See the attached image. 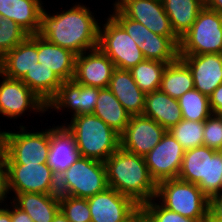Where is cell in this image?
Masks as SVG:
<instances>
[{
  "instance_id": "obj_1",
  "label": "cell",
  "mask_w": 222,
  "mask_h": 222,
  "mask_svg": "<svg viewBox=\"0 0 222 222\" xmlns=\"http://www.w3.org/2000/svg\"><path fill=\"white\" fill-rule=\"evenodd\" d=\"M90 8L79 2L68 10L49 14L41 13L38 35L62 48L80 55L98 47L100 23ZM97 20V21H96Z\"/></svg>"
},
{
  "instance_id": "obj_2",
  "label": "cell",
  "mask_w": 222,
  "mask_h": 222,
  "mask_svg": "<svg viewBox=\"0 0 222 222\" xmlns=\"http://www.w3.org/2000/svg\"><path fill=\"white\" fill-rule=\"evenodd\" d=\"M104 163L108 187L132 198L139 206L156 197L157 184L150 176L144 156L120 147Z\"/></svg>"
},
{
  "instance_id": "obj_3",
  "label": "cell",
  "mask_w": 222,
  "mask_h": 222,
  "mask_svg": "<svg viewBox=\"0 0 222 222\" xmlns=\"http://www.w3.org/2000/svg\"><path fill=\"white\" fill-rule=\"evenodd\" d=\"M62 124L73 135L81 157L105 162L120 148V134L94 114L71 117Z\"/></svg>"
},
{
  "instance_id": "obj_4",
  "label": "cell",
  "mask_w": 222,
  "mask_h": 222,
  "mask_svg": "<svg viewBox=\"0 0 222 222\" xmlns=\"http://www.w3.org/2000/svg\"><path fill=\"white\" fill-rule=\"evenodd\" d=\"M222 151L207 146L186 150L178 179L198 185L211 198L221 193Z\"/></svg>"
},
{
  "instance_id": "obj_5",
  "label": "cell",
  "mask_w": 222,
  "mask_h": 222,
  "mask_svg": "<svg viewBox=\"0 0 222 222\" xmlns=\"http://www.w3.org/2000/svg\"><path fill=\"white\" fill-rule=\"evenodd\" d=\"M155 198L165 208L184 217L197 222L208 219L209 198L196 184L178 178L161 181L157 184Z\"/></svg>"
},
{
  "instance_id": "obj_6",
  "label": "cell",
  "mask_w": 222,
  "mask_h": 222,
  "mask_svg": "<svg viewBox=\"0 0 222 222\" xmlns=\"http://www.w3.org/2000/svg\"><path fill=\"white\" fill-rule=\"evenodd\" d=\"M108 188L103 161L79 157L58 177V194L89 198Z\"/></svg>"
},
{
  "instance_id": "obj_7",
  "label": "cell",
  "mask_w": 222,
  "mask_h": 222,
  "mask_svg": "<svg viewBox=\"0 0 222 222\" xmlns=\"http://www.w3.org/2000/svg\"><path fill=\"white\" fill-rule=\"evenodd\" d=\"M222 53V14L204 6L180 38L179 55Z\"/></svg>"
},
{
  "instance_id": "obj_8",
  "label": "cell",
  "mask_w": 222,
  "mask_h": 222,
  "mask_svg": "<svg viewBox=\"0 0 222 222\" xmlns=\"http://www.w3.org/2000/svg\"><path fill=\"white\" fill-rule=\"evenodd\" d=\"M25 125L19 132L4 131L3 152L7 164L47 163L50 150V128L28 132Z\"/></svg>"
},
{
  "instance_id": "obj_9",
  "label": "cell",
  "mask_w": 222,
  "mask_h": 222,
  "mask_svg": "<svg viewBox=\"0 0 222 222\" xmlns=\"http://www.w3.org/2000/svg\"><path fill=\"white\" fill-rule=\"evenodd\" d=\"M105 20V24L100 23L98 48L113 61L117 69L130 70L145 59L143 53L110 14Z\"/></svg>"
},
{
  "instance_id": "obj_10",
  "label": "cell",
  "mask_w": 222,
  "mask_h": 222,
  "mask_svg": "<svg viewBox=\"0 0 222 222\" xmlns=\"http://www.w3.org/2000/svg\"><path fill=\"white\" fill-rule=\"evenodd\" d=\"M9 191L58 194V177L47 163L7 164Z\"/></svg>"
},
{
  "instance_id": "obj_11",
  "label": "cell",
  "mask_w": 222,
  "mask_h": 222,
  "mask_svg": "<svg viewBox=\"0 0 222 222\" xmlns=\"http://www.w3.org/2000/svg\"><path fill=\"white\" fill-rule=\"evenodd\" d=\"M0 114L8 119H16L28 112L46 113L47 104L40 99L25 83L0 73ZM26 111V112H25Z\"/></svg>"
},
{
  "instance_id": "obj_12",
  "label": "cell",
  "mask_w": 222,
  "mask_h": 222,
  "mask_svg": "<svg viewBox=\"0 0 222 222\" xmlns=\"http://www.w3.org/2000/svg\"><path fill=\"white\" fill-rule=\"evenodd\" d=\"M184 153L181 144L167 131L160 142L144 156L150 176L156 184L178 178Z\"/></svg>"
},
{
  "instance_id": "obj_13",
  "label": "cell",
  "mask_w": 222,
  "mask_h": 222,
  "mask_svg": "<svg viewBox=\"0 0 222 222\" xmlns=\"http://www.w3.org/2000/svg\"><path fill=\"white\" fill-rule=\"evenodd\" d=\"M167 130L144 115H132L120 134V147L130 153L145 156L162 139Z\"/></svg>"
},
{
  "instance_id": "obj_14",
  "label": "cell",
  "mask_w": 222,
  "mask_h": 222,
  "mask_svg": "<svg viewBox=\"0 0 222 222\" xmlns=\"http://www.w3.org/2000/svg\"><path fill=\"white\" fill-rule=\"evenodd\" d=\"M87 201L94 222H126L140 209L132 198L110 187Z\"/></svg>"
},
{
  "instance_id": "obj_15",
  "label": "cell",
  "mask_w": 222,
  "mask_h": 222,
  "mask_svg": "<svg viewBox=\"0 0 222 222\" xmlns=\"http://www.w3.org/2000/svg\"><path fill=\"white\" fill-rule=\"evenodd\" d=\"M115 6L126 17L140 22L153 33L178 37L172 29L162 0H119Z\"/></svg>"
},
{
  "instance_id": "obj_16",
  "label": "cell",
  "mask_w": 222,
  "mask_h": 222,
  "mask_svg": "<svg viewBox=\"0 0 222 222\" xmlns=\"http://www.w3.org/2000/svg\"><path fill=\"white\" fill-rule=\"evenodd\" d=\"M99 91L100 88L80 85L74 80L63 81L56 95L48 102L47 112L51 109L57 113L70 109L72 117L93 114Z\"/></svg>"
},
{
  "instance_id": "obj_17",
  "label": "cell",
  "mask_w": 222,
  "mask_h": 222,
  "mask_svg": "<svg viewBox=\"0 0 222 222\" xmlns=\"http://www.w3.org/2000/svg\"><path fill=\"white\" fill-rule=\"evenodd\" d=\"M115 69L113 61L97 47L76 56L73 80L80 85L107 88Z\"/></svg>"
},
{
  "instance_id": "obj_18",
  "label": "cell",
  "mask_w": 222,
  "mask_h": 222,
  "mask_svg": "<svg viewBox=\"0 0 222 222\" xmlns=\"http://www.w3.org/2000/svg\"><path fill=\"white\" fill-rule=\"evenodd\" d=\"M189 67L194 80V88L206 96L222 84V53L179 55Z\"/></svg>"
},
{
  "instance_id": "obj_19",
  "label": "cell",
  "mask_w": 222,
  "mask_h": 222,
  "mask_svg": "<svg viewBox=\"0 0 222 222\" xmlns=\"http://www.w3.org/2000/svg\"><path fill=\"white\" fill-rule=\"evenodd\" d=\"M36 63H38V34L29 35L0 58V73L20 80Z\"/></svg>"
},
{
  "instance_id": "obj_20",
  "label": "cell",
  "mask_w": 222,
  "mask_h": 222,
  "mask_svg": "<svg viewBox=\"0 0 222 222\" xmlns=\"http://www.w3.org/2000/svg\"><path fill=\"white\" fill-rule=\"evenodd\" d=\"M80 157L73 135L64 125L50 126V150L47 164L59 177Z\"/></svg>"
},
{
  "instance_id": "obj_21",
  "label": "cell",
  "mask_w": 222,
  "mask_h": 222,
  "mask_svg": "<svg viewBox=\"0 0 222 222\" xmlns=\"http://www.w3.org/2000/svg\"><path fill=\"white\" fill-rule=\"evenodd\" d=\"M108 88L131 116L142 115L146 94L138 87L129 70L116 68Z\"/></svg>"
},
{
  "instance_id": "obj_22",
  "label": "cell",
  "mask_w": 222,
  "mask_h": 222,
  "mask_svg": "<svg viewBox=\"0 0 222 222\" xmlns=\"http://www.w3.org/2000/svg\"><path fill=\"white\" fill-rule=\"evenodd\" d=\"M42 4L39 0H0V15L16 22L29 35L38 34Z\"/></svg>"
},
{
  "instance_id": "obj_23",
  "label": "cell",
  "mask_w": 222,
  "mask_h": 222,
  "mask_svg": "<svg viewBox=\"0 0 222 222\" xmlns=\"http://www.w3.org/2000/svg\"><path fill=\"white\" fill-rule=\"evenodd\" d=\"M76 54L38 35V62L63 81L73 80Z\"/></svg>"
},
{
  "instance_id": "obj_24",
  "label": "cell",
  "mask_w": 222,
  "mask_h": 222,
  "mask_svg": "<svg viewBox=\"0 0 222 222\" xmlns=\"http://www.w3.org/2000/svg\"><path fill=\"white\" fill-rule=\"evenodd\" d=\"M142 115L153 119L167 131L183 119L178 100L160 89L146 94Z\"/></svg>"
},
{
  "instance_id": "obj_25",
  "label": "cell",
  "mask_w": 222,
  "mask_h": 222,
  "mask_svg": "<svg viewBox=\"0 0 222 222\" xmlns=\"http://www.w3.org/2000/svg\"><path fill=\"white\" fill-rule=\"evenodd\" d=\"M12 203L26 212L33 222H51L60 210L59 194H14Z\"/></svg>"
},
{
  "instance_id": "obj_26",
  "label": "cell",
  "mask_w": 222,
  "mask_h": 222,
  "mask_svg": "<svg viewBox=\"0 0 222 222\" xmlns=\"http://www.w3.org/2000/svg\"><path fill=\"white\" fill-rule=\"evenodd\" d=\"M162 4L170 19L173 31L181 38L195 22L198 13L205 6V1L162 0Z\"/></svg>"
},
{
  "instance_id": "obj_27",
  "label": "cell",
  "mask_w": 222,
  "mask_h": 222,
  "mask_svg": "<svg viewBox=\"0 0 222 222\" xmlns=\"http://www.w3.org/2000/svg\"><path fill=\"white\" fill-rule=\"evenodd\" d=\"M93 114L119 134L125 130L131 117L108 87L100 89Z\"/></svg>"
},
{
  "instance_id": "obj_28",
  "label": "cell",
  "mask_w": 222,
  "mask_h": 222,
  "mask_svg": "<svg viewBox=\"0 0 222 222\" xmlns=\"http://www.w3.org/2000/svg\"><path fill=\"white\" fill-rule=\"evenodd\" d=\"M159 89L174 99L194 89L192 72L180 58L166 66Z\"/></svg>"
},
{
  "instance_id": "obj_29",
  "label": "cell",
  "mask_w": 222,
  "mask_h": 222,
  "mask_svg": "<svg viewBox=\"0 0 222 222\" xmlns=\"http://www.w3.org/2000/svg\"><path fill=\"white\" fill-rule=\"evenodd\" d=\"M46 104L56 95L62 81L51 70L40 64L25 73L20 79Z\"/></svg>"
},
{
  "instance_id": "obj_30",
  "label": "cell",
  "mask_w": 222,
  "mask_h": 222,
  "mask_svg": "<svg viewBox=\"0 0 222 222\" xmlns=\"http://www.w3.org/2000/svg\"><path fill=\"white\" fill-rule=\"evenodd\" d=\"M179 44V37H166L150 31V35L139 48L145 59L171 64L180 58Z\"/></svg>"
},
{
  "instance_id": "obj_31",
  "label": "cell",
  "mask_w": 222,
  "mask_h": 222,
  "mask_svg": "<svg viewBox=\"0 0 222 222\" xmlns=\"http://www.w3.org/2000/svg\"><path fill=\"white\" fill-rule=\"evenodd\" d=\"M167 65L162 61L144 59L129 71L138 87L147 94L160 88Z\"/></svg>"
},
{
  "instance_id": "obj_32",
  "label": "cell",
  "mask_w": 222,
  "mask_h": 222,
  "mask_svg": "<svg viewBox=\"0 0 222 222\" xmlns=\"http://www.w3.org/2000/svg\"><path fill=\"white\" fill-rule=\"evenodd\" d=\"M177 100L183 119L205 121L212 114L209 106V97L195 88L187 91Z\"/></svg>"
},
{
  "instance_id": "obj_33",
  "label": "cell",
  "mask_w": 222,
  "mask_h": 222,
  "mask_svg": "<svg viewBox=\"0 0 222 222\" xmlns=\"http://www.w3.org/2000/svg\"><path fill=\"white\" fill-rule=\"evenodd\" d=\"M203 131L204 121H190L186 119H182L168 130L185 151L204 145Z\"/></svg>"
},
{
  "instance_id": "obj_34",
  "label": "cell",
  "mask_w": 222,
  "mask_h": 222,
  "mask_svg": "<svg viewBox=\"0 0 222 222\" xmlns=\"http://www.w3.org/2000/svg\"><path fill=\"white\" fill-rule=\"evenodd\" d=\"M28 36L29 34L16 22L0 15V58Z\"/></svg>"
},
{
  "instance_id": "obj_35",
  "label": "cell",
  "mask_w": 222,
  "mask_h": 222,
  "mask_svg": "<svg viewBox=\"0 0 222 222\" xmlns=\"http://www.w3.org/2000/svg\"><path fill=\"white\" fill-rule=\"evenodd\" d=\"M60 210L69 222H89L90 208L87 198L59 195Z\"/></svg>"
},
{
  "instance_id": "obj_36",
  "label": "cell",
  "mask_w": 222,
  "mask_h": 222,
  "mask_svg": "<svg viewBox=\"0 0 222 222\" xmlns=\"http://www.w3.org/2000/svg\"><path fill=\"white\" fill-rule=\"evenodd\" d=\"M153 198L140 206L141 210L146 215L150 222H197L194 219L184 217L174 211L165 208L160 201Z\"/></svg>"
},
{
  "instance_id": "obj_37",
  "label": "cell",
  "mask_w": 222,
  "mask_h": 222,
  "mask_svg": "<svg viewBox=\"0 0 222 222\" xmlns=\"http://www.w3.org/2000/svg\"><path fill=\"white\" fill-rule=\"evenodd\" d=\"M113 10L110 15L126 30L139 47L150 35V30L140 22L126 17L114 4Z\"/></svg>"
},
{
  "instance_id": "obj_38",
  "label": "cell",
  "mask_w": 222,
  "mask_h": 222,
  "mask_svg": "<svg viewBox=\"0 0 222 222\" xmlns=\"http://www.w3.org/2000/svg\"><path fill=\"white\" fill-rule=\"evenodd\" d=\"M204 146L215 151H222V121L217 114H211L204 121Z\"/></svg>"
},
{
  "instance_id": "obj_39",
  "label": "cell",
  "mask_w": 222,
  "mask_h": 222,
  "mask_svg": "<svg viewBox=\"0 0 222 222\" xmlns=\"http://www.w3.org/2000/svg\"><path fill=\"white\" fill-rule=\"evenodd\" d=\"M10 194L9 191V179H8V167L5 159V154L0 153V206L4 203L7 198L12 201L10 197H7ZM4 201V202H3Z\"/></svg>"
},
{
  "instance_id": "obj_40",
  "label": "cell",
  "mask_w": 222,
  "mask_h": 222,
  "mask_svg": "<svg viewBox=\"0 0 222 222\" xmlns=\"http://www.w3.org/2000/svg\"><path fill=\"white\" fill-rule=\"evenodd\" d=\"M208 216L215 222H222V193L209 198Z\"/></svg>"
},
{
  "instance_id": "obj_41",
  "label": "cell",
  "mask_w": 222,
  "mask_h": 222,
  "mask_svg": "<svg viewBox=\"0 0 222 222\" xmlns=\"http://www.w3.org/2000/svg\"><path fill=\"white\" fill-rule=\"evenodd\" d=\"M209 106L212 114L222 111V84L209 96Z\"/></svg>"
},
{
  "instance_id": "obj_42",
  "label": "cell",
  "mask_w": 222,
  "mask_h": 222,
  "mask_svg": "<svg viewBox=\"0 0 222 222\" xmlns=\"http://www.w3.org/2000/svg\"><path fill=\"white\" fill-rule=\"evenodd\" d=\"M11 203V221L12 222H33L30 216L18 208L14 203Z\"/></svg>"
},
{
  "instance_id": "obj_43",
  "label": "cell",
  "mask_w": 222,
  "mask_h": 222,
  "mask_svg": "<svg viewBox=\"0 0 222 222\" xmlns=\"http://www.w3.org/2000/svg\"><path fill=\"white\" fill-rule=\"evenodd\" d=\"M0 222H12L11 221V206L7 204L0 206Z\"/></svg>"
},
{
  "instance_id": "obj_44",
  "label": "cell",
  "mask_w": 222,
  "mask_h": 222,
  "mask_svg": "<svg viewBox=\"0 0 222 222\" xmlns=\"http://www.w3.org/2000/svg\"><path fill=\"white\" fill-rule=\"evenodd\" d=\"M205 6L222 14V0H205Z\"/></svg>"
},
{
  "instance_id": "obj_45",
  "label": "cell",
  "mask_w": 222,
  "mask_h": 222,
  "mask_svg": "<svg viewBox=\"0 0 222 222\" xmlns=\"http://www.w3.org/2000/svg\"><path fill=\"white\" fill-rule=\"evenodd\" d=\"M126 222H144V212L141 208Z\"/></svg>"
},
{
  "instance_id": "obj_46",
  "label": "cell",
  "mask_w": 222,
  "mask_h": 222,
  "mask_svg": "<svg viewBox=\"0 0 222 222\" xmlns=\"http://www.w3.org/2000/svg\"><path fill=\"white\" fill-rule=\"evenodd\" d=\"M51 222H69L66 216L62 213L61 210L57 212Z\"/></svg>"
},
{
  "instance_id": "obj_47",
  "label": "cell",
  "mask_w": 222,
  "mask_h": 222,
  "mask_svg": "<svg viewBox=\"0 0 222 222\" xmlns=\"http://www.w3.org/2000/svg\"><path fill=\"white\" fill-rule=\"evenodd\" d=\"M3 144H4V130L0 131V153H3Z\"/></svg>"
},
{
  "instance_id": "obj_48",
  "label": "cell",
  "mask_w": 222,
  "mask_h": 222,
  "mask_svg": "<svg viewBox=\"0 0 222 222\" xmlns=\"http://www.w3.org/2000/svg\"><path fill=\"white\" fill-rule=\"evenodd\" d=\"M217 115H218V117H219V118L221 119V121H222V111L218 112Z\"/></svg>"
},
{
  "instance_id": "obj_49",
  "label": "cell",
  "mask_w": 222,
  "mask_h": 222,
  "mask_svg": "<svg viewBox=\"0 0 222 222\" xmlns=\"http://www.w3.org/2000/svg\"><path fill=\"white\" fill-rule=\"evenodd\" d=\"M205 222H215V221H213V220L208 216V219H207Z\"/></svg>"
},
{
  "instance_id": "obj_50",
  "label": "cell",
  "mask_w": 222,
  "mask_h": 222,
  "mask_svg": "<svg viewBox=\"0 0 222 222\" xmlns=\"http://www.w3.org/2000/svg\"><path fill=\"white\" fill-rule=\"evenodd\" d=\"M144 222H150L147 218L146 215L144 214Z\"/></svg>"
},
{
  "instance_id": "obj_51",
  "label": "cell",
  "mask_w": 222,
  "mask_h": 222,
  "mask_svg": "<svg viewBox=\"0 0 222 222\" xmlns=\"http://www.w3.org/2000/svg\"><path fill=\"white\" fill-rule=\"evenodd\" d=\"M221 193H222V177H221Z\"/></svg>"
}]
</instances>
